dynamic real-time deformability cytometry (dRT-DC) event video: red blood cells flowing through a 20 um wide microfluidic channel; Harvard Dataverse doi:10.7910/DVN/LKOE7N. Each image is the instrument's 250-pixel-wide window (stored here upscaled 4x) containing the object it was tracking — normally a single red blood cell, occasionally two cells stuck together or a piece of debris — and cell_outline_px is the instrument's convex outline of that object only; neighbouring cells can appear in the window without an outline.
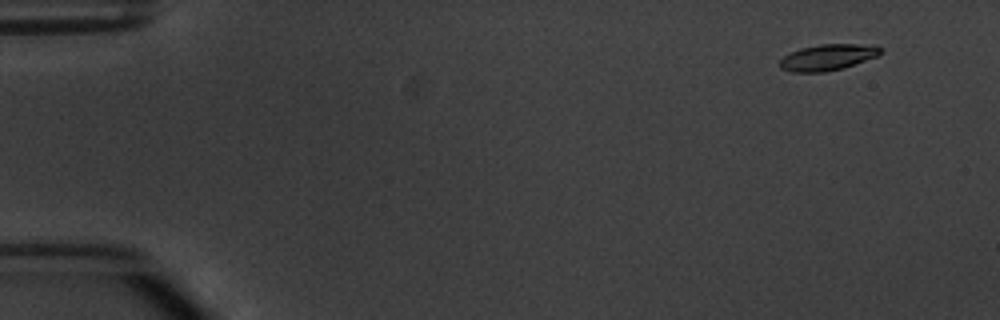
{"species": "common noctule bat (a hibernating species)", "species_latin": "Nyctalus noctula", "temperature_condition": "warm", "stored_images_in_passage": 5, "camera_frame_rate_fps": 3000, "um_per_image_px": 0.085, "animal": {"sex": "male", "body_mass_g": 20.1, "forearm_length_mm": 53.5}, "frame": {"image": 1, "passage_image": 1, "time_ms": 0.0, "image_size_px": [1000, 320], "cell_outline_px": [[884, 52], [880, 56], [844, 68], [824, 72], [792, 72], [780, 68], [780, 60], [784, 56], [800, 48], [820, 44], [876, 44], [884, 48]], "centroid_in_image_um": [70.47, 4.86], "position_along_channel_um": 14.5, "area_um2": 15.72}}
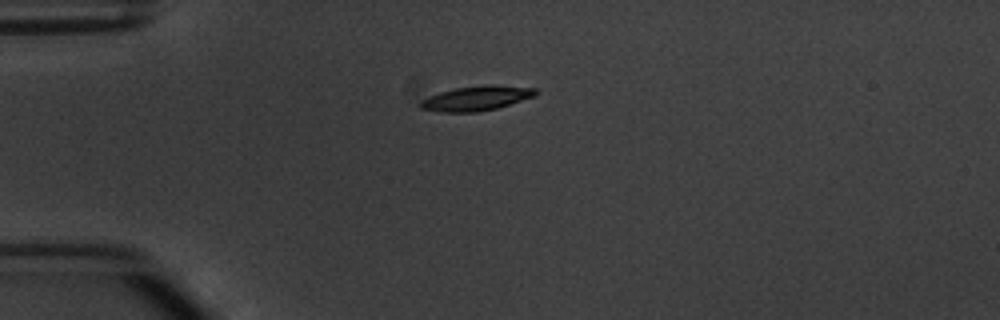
{"frame": {"image": 2, "passage_image": 3, "time_ms": 3.333, "image_size_px": [1000, 320], "cell_outline_px": [[540, 92], [536, 96], [496, 108], [476, 112], [440, 112], [420, 108], [420, 100], [440, 92], [456, 88], [484, 84], [492, 84], [536, 88]], "centroid_in_image_um": [40.53, 8.34], "position_along_channel_um": 44.5, "area_um2": 16.65}}